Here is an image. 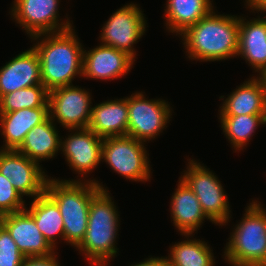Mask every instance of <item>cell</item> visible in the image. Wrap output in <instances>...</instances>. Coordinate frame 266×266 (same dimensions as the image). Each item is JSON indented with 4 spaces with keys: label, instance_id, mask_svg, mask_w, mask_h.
I'll return each instance as SVG.
<instances>
[{
    "label": "cell",
    "instance_id": "obj_1",
    "mask_svg": "<svg viewBox=\"0 0 266 266\" xmlns=\"http://www.w3.org/2000/svg\"><path fill=\"white\" fill-rule=\"evenodd\" d=\"M74 31L72 27L30 38L37 41L33 48L39 55L42 84L48 92L73 85L75 76H82L84 48Z\"/></svg>",
    "mask_w": 266,
    "mask_h": 266
},
{
    "label": "cell",
    "instance_id": "obj_2",
    "mask_svg": "<svg viewBox=\"0 0 266 266\" xmlns=\"http://www.w3.org/2000/svg\"><path fill=\"white\" fill-rule=\"evenodd\" d=\"M240 16L217 14L214 9L180 36L188 58L222 61L237 57Z\"/></svg>",
    "mask_w": 266,
    "mask_h": 266
},
{
    "label": "cell",
    "instance_id": "obj_3",
    "mask_svg": "<svg viewBox=\"0 0 266 266\" xmlns=\"http://www.w3.org/2000/svg\"><path fill=\"white\" fill-rule=\"evenodd\" d=\"M84 181V182H83ZM95 179L59 180L49 177L45 193L57 204L63 219L64 241L77 247L84 239L91 199L107 190Z\"/></svg>",
    "mask_w": 266,
    "mask_h": 266
},
{
    "label": "cell",
    "instance_id": "obj_4",
    "mask_svg": "<svg viewBox=\"0 0 266 266\" xmlns=\"http://www.w3.org/2000/svg\"><path fill=\"white\" fill-rule=\"evenodd\" d=\"M112 200L108 189L100 190L91 199L86 234L76 247L92 266H107L118 253L116 237L120 215Z\"/></svg>",
    "mask_w": 266,
    "mask_h": 266
},
{
    "label": "cell",
    "instance_id": "obj_5",
    "mask_svg": "<svg viewBox=\"0 0 266 266\" xmlns=\"http://www.w3.org/2000/svg\"><path fill=\"white\" fill-rule=\"evenodd\" d=\"M260 203H249L233 228L223 255L229 265L266 266V208Z\"/></svg>",
    "mask_w": 266,
    "mask_h": 266
},
{
    "label": "cell",
    "instance_id": "obj_6",
    "mask_svg": "<svg viewBox=\"0 0 266 266\" xmlns=\"http://www.w3.org/2000/svg\"><path fill=\"white\" fill-rule=\"evenodd\" d=\"M187 170L179 177L196 195L202 210L213 224L226 225L231 218V210L227 193L218 177L191 158Z\"/></svg>",
    "mask_w": 266,
    "mask_h": 266
},
{
    "label": "cell",
    "instance_id": "obj_7",
    "mask_svg": "<svg viewBox=\"0 0 266 266\" xmlns=\"http://www.w3.org/2000/svg\"><path fill=\"white\" fill-rule=\"evenodd\" d=\"M147 154L145 143L131 136L103 138L101 160L127 180L149 181L151 167Z\"/></svg>",
    "mask_w": 266,
    "mask_h": 266
},
{
    "label": "cell",
    "instance_id": "obj_8",
    "mask_svg": "<svg viewBox=\"0 0 266 266\" xmlns=\"http://www.w3.org/2000/svg\"><path fill=\"white\" fill-rule=\"evenodd\" d=\"M171 113L172 108L168 101L148 100L143 92L132 93L128 97L127 135L144 143L150 141L167 128Z\"/></svg>",
    "mask_w": 266,
    "mask_h": 266
},
{
    "label": "cell",
    "instance_id": "obj_9",
    "mask_svg": "<svg viewBox=\"0 0 266 266\" xmlns=\"http://www.w3.org/2000/svg\"><path fill=\"white\" fill-rule=\"evenodd\" d=\"M146 22L143 11L137 4H125L102 26L100 42L124 51L135 59L136 51L133 45L145 34Z\"/></svg>",
    "mask_w": 266,
    "mask_h": 266
},
{
    "label": "cell",
    "instance_id": "obj_10",
    "mask_svg": "<svg viewBox=\"0 0 266 266\" xmlns=\"http://www.w3.org/2000/svg\"><path fill=\"white\" fill-rule=\"evenodd\" d=\"M10 11L19 26L31 37L40 34L61 32L72 28L67 20L60 22V0H14Z\"/></svg>",
    "mask_w": 266,
    "mask_h": 266
},
{
    "label": "cell",
    "instance_id": "obj_11",
    "mask_svg": "<svg viewBox=\"0 0 266 266\" xmlns=\"http://www.w3.org/2000/svg\"><path fill=\"white\" fill-rule=\"evenodd\" d=\"M92 95L79 86H65L48 92L49 117L63 128H88Z\"/></svg>",
    "mask_w": 266,
    "mask_h": 266
},
{
    "label": "cell",
    "instance_id": "obj_12",
    "mask_svg": "<svg viewBox=\"0 0 266 266\" xmlns=\"http://www.w3.org/2000/svg\"><path fill=\"white\" fill-rule=\"evenodd\" d=\"M0 173L22 197L34 199L45 192L47 174L41 165L17 150H0Z\"/></svg>",
    "mask_w": 266,
    "mask_h": 266
},
{
    "label": "cell",
    "instance_id": "obj_13",
    "mask_svg": "<svg viewBox=\"0 0 266 266\" xmlns=\"http://www.w3.org/2000/svg\"><path fill=\"white\" fill-rule=\"evenodd\" d=\"M70 135L61 139L60 151L63 152L68 166L82 178L93 171L102 157L103 138L96 135L90 128L67 129ZM75 131V132H74Z\"/></svg>",
    "mask_w": 266,
    "mask_h": 266
},
{
    "label": "cell",
    "instance_id": "obj_14",
    "mask_svg": "<svg viewBox=\"0 0 266 266\" xmlns=\"http://www.w3.org/2000/svg\"><path fill=\"white\" fill-rule=\"evenodd\" d=\"M135 61L124 51L99 44L89 51L83 49L82 76L103 81L119 79L128 74Z\"/></svg>",
    "mask_w": 266,
    "mask_h": 266
},
{
    "label": "cell",
    "instance_id": "obj_15",
    "mask_svg": "<svg viewBox=\"0 0 266 266\" xmlns=\"http://www.w3.org/2000/svg\"><path fill=\"white\" fill-rule=\"evenodd\" d=\"M0 223L8 230L19 251L25 257L48 256L54 249L40 232L27 209L0 216Z\"/></svg>",
    "mask_w": 266,
    "mask_h": 266
},
{
    "label": "cell",
    "instance_id": "obj_16",
    "mask_svg": "<svg viewBox=\"0 0 266 266\" xmlns=\"http://www.w3.org/2000/svg\"><path fill=\"white\" fill-rule=\"evenodd\" d=\"M38 84H42L41 64L33 47L19 53L0 68V97Z\"/></svg>",
    "mask_w": 266,
    "mask_h": 266
},
{
    "label": "cell",
    "instance_id": "obj_17",
    "mask_svg": "<svg viewBox=\"0 0 266 266\" xmlns=\"http://www.w3.org/2000/svg\"><path fill=\"white\" fill-rule=\"evenodd\" d=\"M237 56L259 75L266 69V16L247 21L240 17Z\"/></svg>",
    "mask_w": 266,
    "mask_h": 266
},
{
    "label": "cell",
    "instance_id": "obj_18",
    "mask_svg": "<svg viewBox=\"0 0 266 266\" xmlns=\"http://www.w3.org/2000/svg\"><path fill=\"white\" fill-rule=\"evenodd\" d=\"M170 214L173 224L186 238L190 237L205 219L210 220L193 191L179 178L177 189L170 202Z\"/></svg>",
    "mask_w": 266,
    "mask_h": 266
},
{
    "label": "cell",
    "instance_id": "obj_19",
    "mask_svg": "<svg viewBox=\"0 0 266 266\" xmlns=\"http://www.w3.org/2000/svg\"><path fill=\"white\" fill-rule=\"evenodd\" d=\"M49 117V107L24 108L14 112L0 113V129L4 143L0 150H17L26 134Z\"/></svg>",
    "mask_w": 266,
    "mask_h": 266
},
{
    "label": "cell",
    "instance_id": "obj_20",
    "mask_svg": "<svg viewBox=\"0 0 266 266\" xmlns=\"http://www.w3.org/2000/svg\"><path fill=\"white\" fill-rule=\"evenodd\" d=\"M224 98L220 97L223 103L219 107V115L266 114V91L258 76L243 82L225 100Z\"/></svg>",
    "mask_w": 266,
    "mask_h": 266
},
{
    "label": "cell",
    "instance_id": "obj_21",
    "mask_svg": "<svg viewBox=\"0 0 266 266\" xmlns=\"http://www.w3.org/2000/svg\"><path fill=\"white\" fill-rule=\"evenodd\" d=\"M88 128L101 138L127 135L128 97L92 106Z\"/></svg>",
    "mask_w": 266,
    "mask_h": 266
},
{
    "label": "cell",
    "instance_id": "obj_22",
    "mask_svg": "<svg viewBox=\"0 0 266 266\" xmlns=\"http://www.w3.org/2000/svg\"><path fill=\"white\" fill-rule=\"evenodd\" d=\"M48 117L44 122L36 125L25 137L24 142L17 149L29 159L37 162L54 158L60 152L61 137L56 123Z\"/></svg>",
    "mask_w": 266,
    "mask_h": 266
},
{
    "label": "cell",
    "instance_id": "obj_23",
    "mask_svg": "<svg viewBox=\"0 0 266 266\" xmlns=\"http://www.w3.org/2000/svg\"><path fill=\"white\" fill-rule=\"evenodd\" d=\"M165 26L168 32L181 35L189 27L207 16L213 9V0H167Z\"/></svg>",
    "mask_w": 266,
    "mask_h": 266
},
{
    "label": "cell",
    "instance_id": "obj_24",
    "mask_svg": "<svg viewBox=\"0 0 266 266\" xmlns=\"http://www.w3.org/2000/svg\"><path fill=\"white\" fill-rule=\"evenodd\" d=\"M25 209L32 215L47 242L55 249L56 239L59 237L64 240L63 219L57 204L44 192L34 198L29 208Z\"/></svg>",
    "mask_w": 266,
    "mask_h": 266
},
{
    "label": "cell",
    "instance_id": "obj_25",
    "mask_svg": "<svg viewBox=\"0 0 266 266\" xmlns=\"http://www.w3.org/2000/svg\"><path fill=\"white\" fill-rule=\"evenodd\" d=\"M221 130L236 151H241L260 124L266 125V114L220 115ZM253 133V134H252Z\"/></svg>",
    "mask_w": 266,
    "mask_h": 266
},
{
    "label": "cell",
    "instance_id": "obj_26",
    "mask_svg": "<svg viewBox=\"0 0 266 266\" xmlns=\"http://www.w3.org/2000/svg\"><path fill=\"white\" fill-rule=\"evenodd\" d=\"M178 242L170 247L166 257L169 266H214L215 259L210 246L205 241L193 238Z\"/></svg>",
    "mask_w": 266,
    "mask_h": 266
},
{
    "label": "cell",
    "instance_id": "obj_27",
    "mask_svg": "<svg viewBox=\"0 0 266 266\" xmlns=\"http://www.w3.org/2000/svg\"><path fill=\"white\" fill-rule=\"evenodd\" d=\"M37 107H49L48 91L43 84L19 89L0 97V113Z\"/></svg>",
    "mask_w": 266,
    "mask_h": 266
},
{
    "label": "cell",
    "instance_id": "obj_28",
    "mask_svg": "<svg viewBox=\"0 0 266 266\" xmlns=\"http://www.w3.org/2000/svg\"><path fill=\"white\" fill-rule=\"evenodd\" d=\"M7 177L0 173V216L24 210L27 205Z\"/></svg>",
    "mask_w": 266,
    "mask_h": 266
},
{
    "label": "cell",
    "instance_id": "obj_29",
    "mask_svg": "<svg viewBox=\"0 0 266 266\" xmlns=\"http://www.w3.org/2000/svg\"><path fill=\"white\" fill-rule=\"evenodd\" d=\"M24 259L10 233L0 223V266H22Z\"/></svg>",
    "mask_w": 266,
    "mask_h": 266
},
{
    "label": "cell",
    "instance_id": "obj_30",
    "mask_svg": "<svg viewBox=\"0 0 266 266\" xmlns=\"http://www.w3.org/2000/svg\"><path fill=\"white\" fill-rule=\"evenodd\" d=\"M53 253L48 256L25 257L22 266H60L57 254Z\"/></svg>",
    "mask_w": 266,
    "mask_h": 266
},
{
    "label": "cell",
    "instance_id": "obj_31",
    "mask_svg": "<svg viewBox=\"0 0 266 266\" xmlns=\"http://www.w3.org/2000/svg\"><path fill=\"white\" fill-rule=\"evenodd\" d=\"M130 266H169V262L166 257H150Z\"/></svg>",
    "mask_w": 266,
    "mask_h": 266
},
{
    "label": "cell",
    "instance_id": "obj_32",
    "mask_svg": "<svg viewBox=\"0 0 266 266\" xmlns=\"http://www.w3.org/2000/svg\"><path fill=\"white\" fill-rule=\"evenodd\" d=\"M246 7L249 8L250 10H254L262 13H266V0H245Z\"/></svg>",
    "mask_w": 266,
    "mask_h": 266
},
{
    "label": "cell",
    "instance_id": "obj_33",
    "mask_svg": "<svg viewBox=\"0 0 266 266\" xmlns=\"http://www.w3.org/2000/svg\"><path fill=\"white\" fill-rule=\"evenodd\" d=\"M258 77L262 80L264 89L266 91V69L260 75H258Z\"/></svg>",
    "mask_w": 266,
    "mask_h": 266
}]
</instances>
